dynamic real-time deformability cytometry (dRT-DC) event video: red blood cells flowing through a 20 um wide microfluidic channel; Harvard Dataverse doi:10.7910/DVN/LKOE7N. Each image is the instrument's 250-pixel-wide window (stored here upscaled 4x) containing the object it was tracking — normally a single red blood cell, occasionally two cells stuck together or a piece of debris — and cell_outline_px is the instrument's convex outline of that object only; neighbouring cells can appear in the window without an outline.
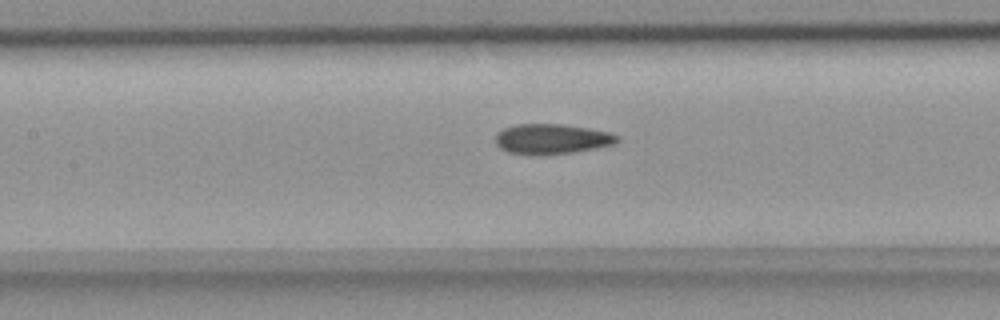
{"species": "common noctule bat (a hibernating species)", "species_latin": "Nyctalus noctula", "temperature_condition": "room temperature", "stored_images_in_passage": 37, "camera_frame_rate_fps": 3000, "um_per_image_px": 0.085, "animal": {"sex": "female", "body_mass_g": 18.4}, "frame": {"image": 1, "passage_image": 8, "time_ms": 2.333, "image_size_px": [1000, 320], "cell_outline_px": [[620, 140], [612, 144], [596, 148], [572, 152], [540, 156], [536, 156], [508, 152], [500, 148], [496, 144], [496, 132], [504, 128], [516, 124], [564, 124], [588, 128], [608, 132], [620, 136]], "centroid_in_image_um": [46.87, 11.82], "position_along_channel_um": 160.5, "area_um2": 21.56}}
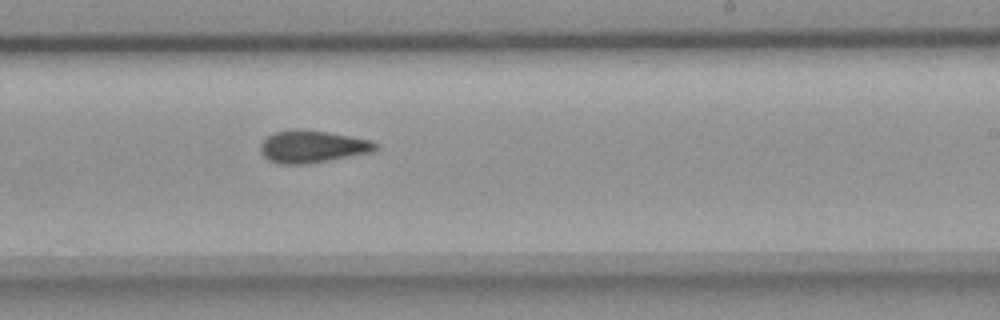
{"frame": {"image": 2, "passage_image": 16, "time_ms": 5.0, "image_size_px": [1000, 320], "cell_outline_px": [[376, 148], [368, 152], [328, 160], [304, 164], [280, 164], [268, 160], [260, 152], [260, 144], [272, 132], [292, 128], [300, 128], [328, 132], [352, 136], [372, 140], [376, 144]], "centroid_in_image_um": [26.47, 12.43], "position_along_channel_um": 262.5, "area_um2": 21.62}}
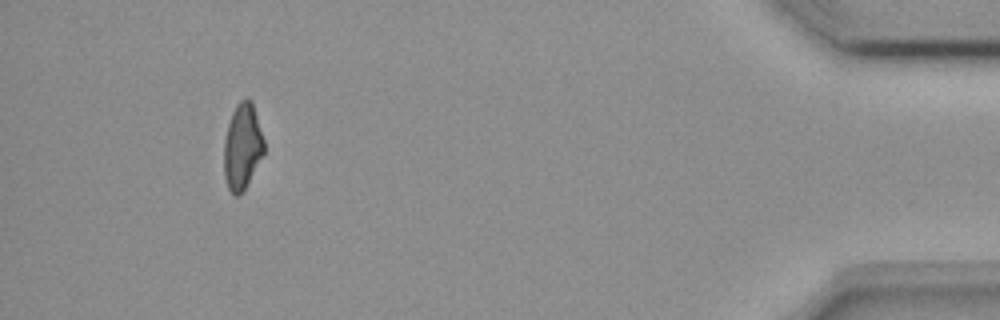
{"frame": {"image": 3, "passage_image": 33, "time_ms": 10.667, "image_size_px": [1000, 320], "cell_outline_px": [[264, 152], [244, 188], [236, 196], [228, 188], [224, 176], [224, 140], [228, 124], [232, 112], [236, 104], [244, 96], [248, 96], [252, 100], [264, 140]], "centroid_in_image_um": [20.59, 12.37], "position_along_channel_um": 414.6, "area_um2": 19.88}, "authors_computed_cell_mechanics": {"area_um2": 20.9236, "velocity_mm_per_s": 3.8441, "shape_relaxation_time_tau1_ms": null, "shape_relaxation_time_tau2_ms": 3.1867, "deformation_change_tau1": null, "deformation_change_tau2": 0.0842}}